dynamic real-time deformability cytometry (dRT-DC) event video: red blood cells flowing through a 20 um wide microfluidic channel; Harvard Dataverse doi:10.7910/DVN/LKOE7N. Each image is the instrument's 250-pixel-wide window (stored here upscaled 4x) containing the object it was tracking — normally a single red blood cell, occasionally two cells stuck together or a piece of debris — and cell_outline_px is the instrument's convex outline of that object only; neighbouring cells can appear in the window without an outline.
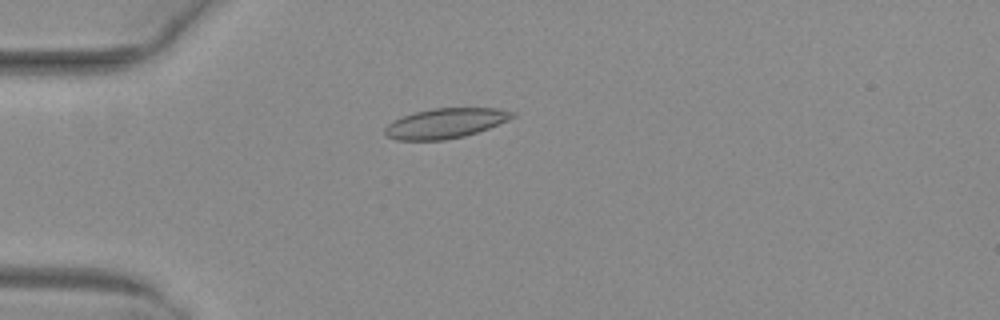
{"species": "common noctule bat (a hibernating species)", "species_latin": "Nyctalus noctula", "temperature_condition": "warm", "stored_images_in_passage": 37, "camera_frame_rate_fps": 3000, "um_per_image_px": 0.085, "animal": {"sex": "female", "body_mass_g": 29.2, "forearm_length_mm": 56.3}, "frame": {"image": 1, "passage_image": 1, "time_ms": 0.0, "image_size_px": [1000, 320], "cell_outline_px": [[516, 116], [508, 120], [488, 128], [464, 136], [444, 140], [396, 140], [388, 136], [384, 132], [384, 128], [392, 120], [416, 112], [432, 108], [496, 108], [516, 112]], "centroid_in_image_um": [37.86, 10.47], "position_along_channel_um": 47.1, "area_um2": 22.14}}
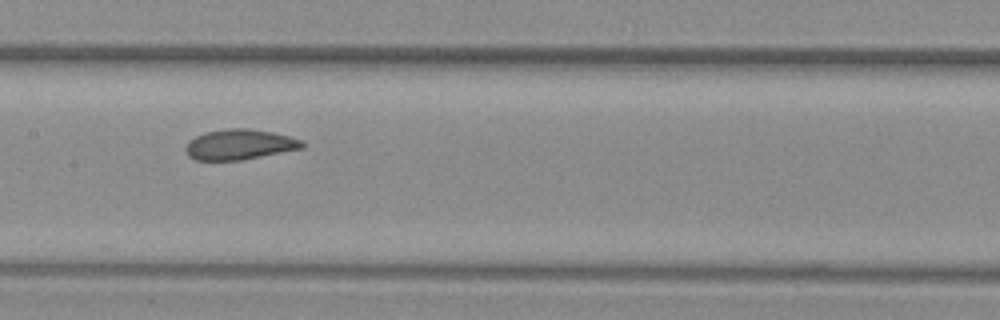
{"frame": {"image": 2, "passage_image": 13, "time_ms": 4.0, "image_size_px": [1000, 320], "cell_outline_px": [[304, 148], [240, 160], [196, 160], [188, 156], [184, 152], [184, 148], [188, 140], [204, 132], [228, 128], [248, 128], [272, 132], [288, 136], [300, 140], [304, 144]], "centroid_in_image_um": [20.3, 12.28], "position_along_channel_um": 187.1, "area_um2": 20.63}}
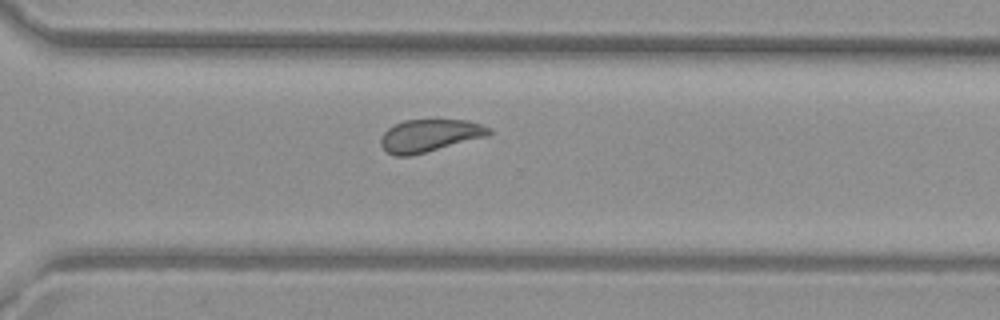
{"frame": {"image": 3, "passage_image": 24, "time_ms": 7.667, "image_size_px": [1000, 320], "cell_outline_px": [[492, 132], [488, 136], [412, 156], [396, 156], [388, 152], [380, 144], [380, 136], [392, 124], [404, 120], [468, 120], [492, 128]], "centroid_in_image_um": [36.51, 11.52], "position_along_channel_um": 334.1, "area_um2": 20.69}, "authors_computed_cell_mechanics": {"area_um2": 20.6924, "velocity_mm_per_s": 4.0279, "shape_relaxation_time_tau1_ms": 7.5739, "shape_relaxation_time_tau2_ms": 2.0145, "deformation_change_tau1": 0.1656, "deformation_change_tau2": 0.0611}}